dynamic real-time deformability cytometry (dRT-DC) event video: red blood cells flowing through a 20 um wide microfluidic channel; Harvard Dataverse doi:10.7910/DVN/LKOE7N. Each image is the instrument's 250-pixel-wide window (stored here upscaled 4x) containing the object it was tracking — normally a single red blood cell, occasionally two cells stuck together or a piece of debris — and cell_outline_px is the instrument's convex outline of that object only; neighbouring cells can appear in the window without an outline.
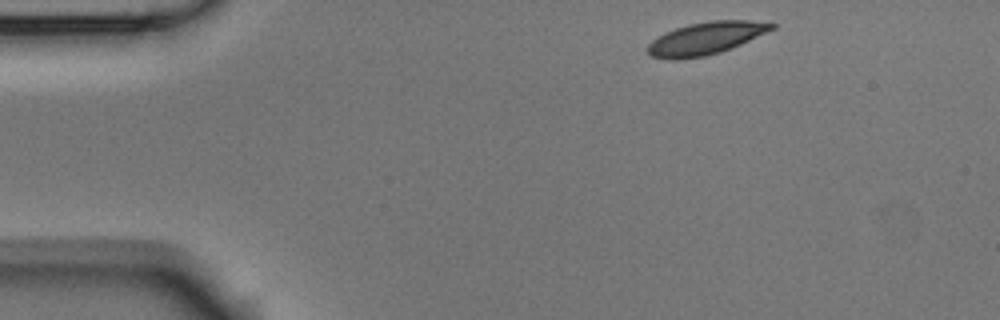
{"species": "Egyptian fruit bat (a non-hibernating species)", "species_latin": "Rousettus aegyptiacus", "temperature_condition": "room temperature", "stored_images_in_passage": 4, "camera_frame_rate_fps": 3000, "um_per_image_px": 0.085, "animal": {"sex": "male"}, "frame": {"image": 1, "passage_image": 1, "time_ms": 0.0, "image_size_px": [1000, 320], "cell_outline_px": [[776, 28], [740, 44], [720, 52], [704, 56], [680, 60], [668, 60], [652, 56], [648, 52], [648, 44], [656, 36], [664, 32], [688, 24], [708, 20], [748, 20], [776, 24]], "centroid_in_image_um": [59.95, 3.26], "position_along_channel_um": 25.0, "area_um2": 23.52}}